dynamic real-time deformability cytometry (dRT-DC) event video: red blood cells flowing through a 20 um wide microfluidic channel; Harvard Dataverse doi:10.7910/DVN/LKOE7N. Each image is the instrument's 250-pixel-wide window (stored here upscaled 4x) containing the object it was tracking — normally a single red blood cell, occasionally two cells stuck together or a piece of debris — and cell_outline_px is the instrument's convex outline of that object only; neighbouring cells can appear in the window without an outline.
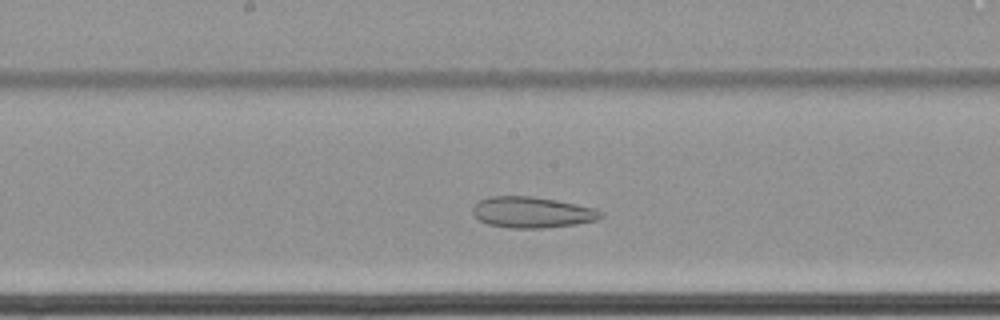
{"species": "common noctule bat (a hibernating species)", "species_latin": "Nyctalus noctula", "temperature_condition": "cold", "stored_images_in_passage": 54, "camera_frame_rate_fps": 3000, "um_per_image_px": 0.085, "animal": {"sex": "female", "body_mass_g": 22.7, "forearm_length_mm": 54.2}, "frame": {"image": 1, "passage_image": 26, "time_ms": 8.333, "image_size_px": [1000, 320], "cell_outline_px": [[604, 216], [596, 220], [576, 224], [544, 228], [512, 228], [488, 224], [480, 220], [472, 212], [472, 208], [480, 200], [488, 196], [532, 196], [556, 200], [596, 208], [604, 212]], "centroid_in_image_um": [45.26, 18.04], "position_along_channel_um": 202.9, "area_um2": 23.18}}
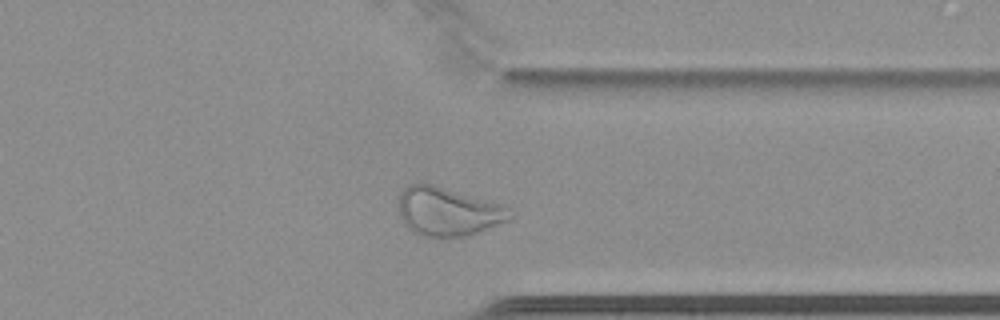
{"frame": {"image": 2, "passage_image": 41, "time_ms": 13.333, "image_size_px": [1000, 320], "cell_outline_px": [[508, 220], [476, 232], [464, 236], [420, 236], [412, 232], [404, 224], [400, 216], [400, 192], [408, 184], [432, 184], [484, 200], [508, 208]], "centroid_in_image_um": [37.97, 17.99], "position_along_channel_um": 373.4, "area_um2": 30.35}}
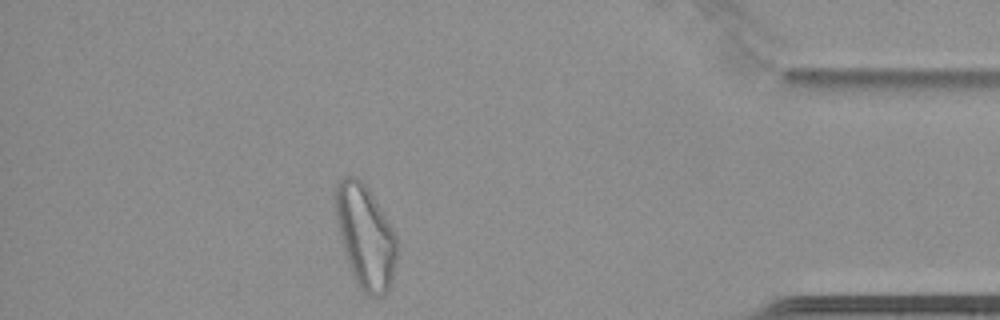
{"frame": {"image": 3, "passage_image": 47, "time_ms": 15.333, "image_size_px": [1000, 320], "cell_outline_px": [[396, 260], [388, 292], [380, 296], [368, 296], [356, 284], [352, 276], [344, 252], [336, 224], [332, 196], [336, 180], [344, 176], [356, 176], [368, 188], [376, 200], [388, 220], [396, 236]], "centroid_in_image_um": [30.99, 20.05], "position_along_channel_um": 404.2, "area_um2": 37.57}}